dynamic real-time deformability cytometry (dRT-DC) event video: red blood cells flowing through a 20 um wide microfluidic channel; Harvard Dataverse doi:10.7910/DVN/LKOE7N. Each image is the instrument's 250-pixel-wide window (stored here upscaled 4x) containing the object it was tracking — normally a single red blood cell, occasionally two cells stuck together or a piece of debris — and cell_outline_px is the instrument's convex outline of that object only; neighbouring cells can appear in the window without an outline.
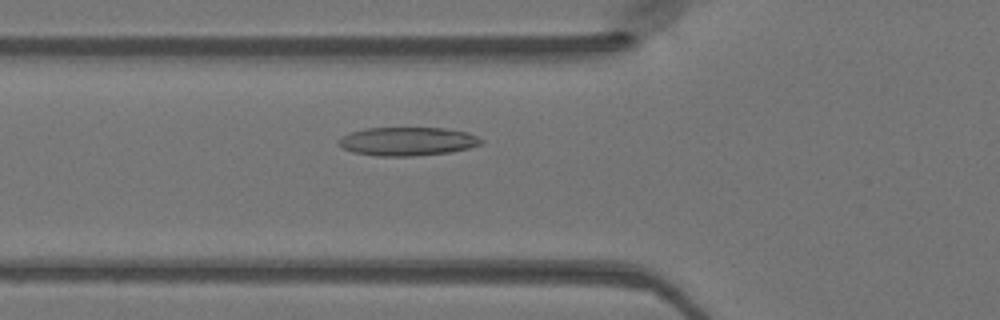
{"species": "Egyptian fruit bat (a non-hibernating species)", "species_latin": "Rousettus aegyptiacus", "temperature_condition": "warm", "stored_images_in_passage": 35, "camera_frame_rate_fps": 3000, "um_per_image_px": 0.085, "animal": {"sex": "female"}, "frame": {"image": 1, "passage_image": 7, "time_ms": 2.0, "image_size_px": [1000, 320], "cell_outline_px": [[484, 140], [480, 144], [468, 148], [448, 152], [412, 156], [376, 156], [352, 152], [344, 148], [336, 140], [352, 132], [364, 128], [444, 128], [468, 132]], "centroid_in_image_um": [34.63, 12.01], "position_along_channel_um": 91.2, "area_um2": 23.52}}
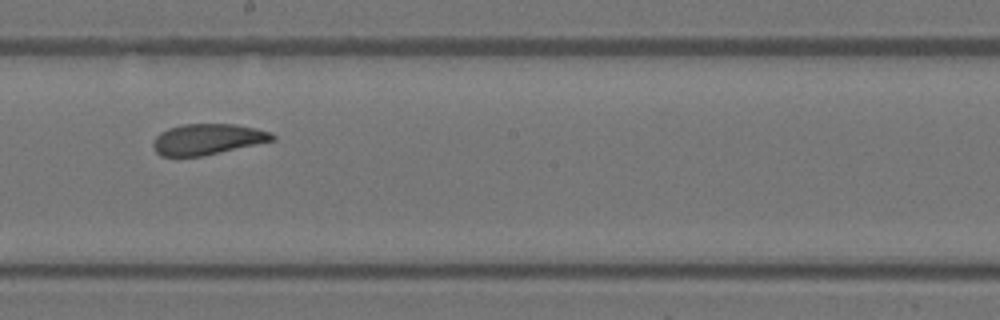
{"frame": {"image": 2, "passage_image": 17, "time_ms": 5.333, "image_size_px": [1000, 320], "cell_outline_px": [[276, 140], [204, 156], [160, 156], [152, 148], [152, 144], [156, 136], [160, 132], [168, 128], [180, 124], [236, 124], [256, 128], [268, 132], [276, 136]], "centroid_in_image_um": [17.62, 11.84], "position_along_channel_um": 230.6, "area_um2": 21.62}}
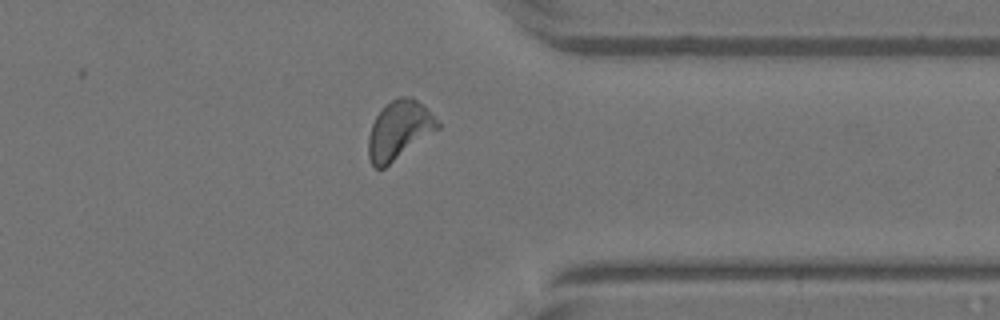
{"frame": {"image": 3, "passage_image": 28, "time_ms": 9.0, "image_size_px": [1000, 320], "cell_outline_px": [[440, 128], [384, 168], [376, 168], [372, 164], [368, 156], [368, 136], [372, 124], [376, 116], [392, 100], [400, 96], [412, 96], [440, 124]], "centroid_in_image_um": [33.9, 11.08], "position_along_channel_um": 377.5, "area_um2": 23.06}}